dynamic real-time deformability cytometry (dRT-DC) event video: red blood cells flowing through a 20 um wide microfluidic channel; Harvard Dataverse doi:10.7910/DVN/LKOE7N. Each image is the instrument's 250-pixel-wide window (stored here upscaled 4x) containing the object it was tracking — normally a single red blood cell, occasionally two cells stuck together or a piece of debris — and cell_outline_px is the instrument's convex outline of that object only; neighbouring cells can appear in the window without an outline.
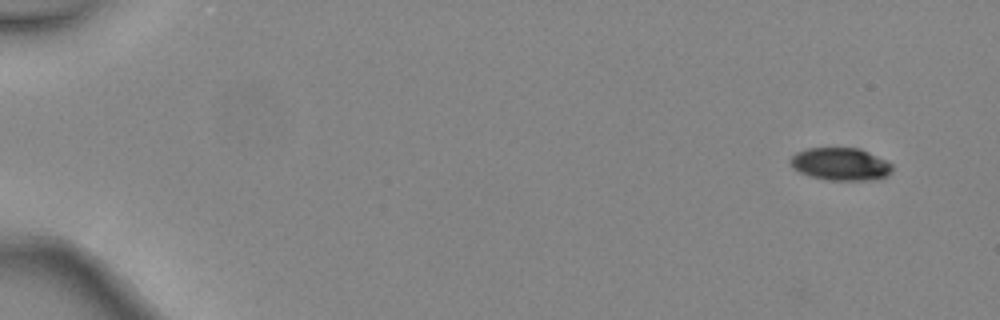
{"species": "common noctule bat (a hibernating species)", "species_latin": "Nyctalus noctula", "temperature_condition": "warm", "stored_images_in_passage": 5, "camera_frame_rate_fps": 3000, "um_per_image_px": 0.085, "animal": {"sex": "female", "body_mass_g": 24.6, "forearm_length_mm": 56.2}, "frame": {"image": 1, "passage_image": 1, "time_ms": 0.0, "image_size_px": [1000, 320], "cell_outline_px": [[892, 172], [888, 176], [872, 180], [828, 180], [812, 176], [800, 172], [792, 168], [788, 160], [796, 152], [808, 148], [860, 148], [888, 160], [892, 164]], "centroid_in_image_um": [71.47, 13.94], "position_along_channel_um": 13.5, "area_um2": 19.59}}
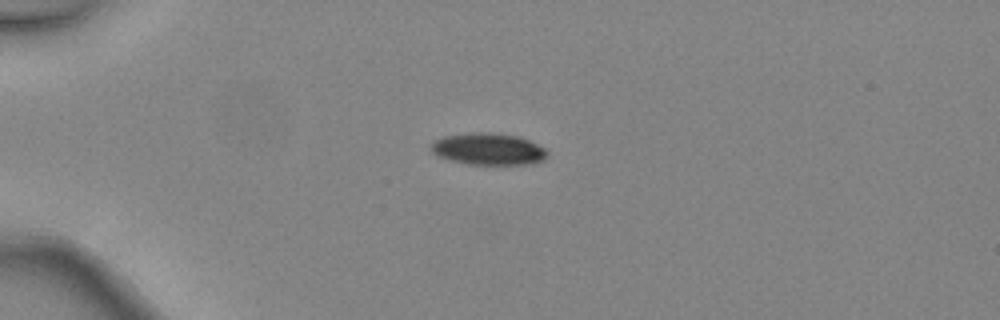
{"frame": {"image": 2, "passage_image": 4, "time_ms": 1.0, "image_size_px": [1000, 320], "cell_outline_px": [[548, 152], [544, 160], [532, 164], [468, 164], [448, 160], [432, 152], [432, 140], [444, 136], [468, 132], [492, 132], [520, 136], [544, 148]], "centroid_in_image_um": [41.5, 12.65], "position_along_channel_um": 43.5, "area_um2": 21.68}}